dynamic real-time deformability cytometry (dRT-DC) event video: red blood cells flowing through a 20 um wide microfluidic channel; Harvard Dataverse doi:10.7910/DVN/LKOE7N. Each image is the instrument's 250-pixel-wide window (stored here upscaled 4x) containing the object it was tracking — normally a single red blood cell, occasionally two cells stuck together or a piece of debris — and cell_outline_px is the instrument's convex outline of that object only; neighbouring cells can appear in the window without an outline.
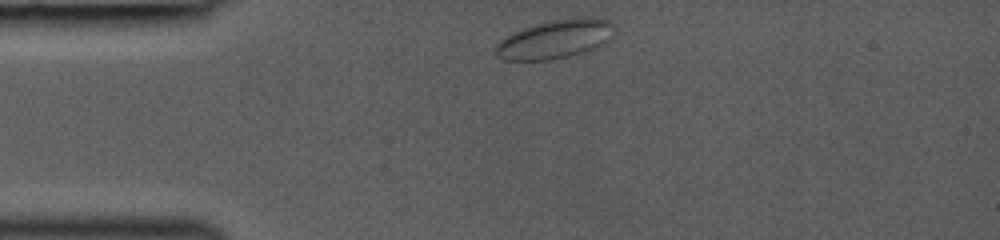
{"species": "common noctule bat (a hibernating species)", "species_latin": "Nyctalus noctula", "temperature_condition": "room temperature", "stored_images_in_passage": 33, "camera_frame_rate_fps": 3000, "um_per_image_px": 0.085, "animal": {"sex": "female", "body_mass_g": 19.0, "forearm_length_mm": 53.3}, "frame": {"image": 1, "passage_image": 1, "time_ms": 0.0, "image_size_px": [1000, 240], "cell_outline_px": [[612, 24], [608, 40], [596, 48], [568, 56], [552, 60], [504, 60], [496, 56], [492, 52], [496, 44], [504, 36], [520, 28], [532, 24], [552, 20], [580, 16], [584, 16], [608, 20]], "centroid_in_image_um": [47.07, 3.33], "position_along_channel_um": 37.9, "area_um2": 26.99}}
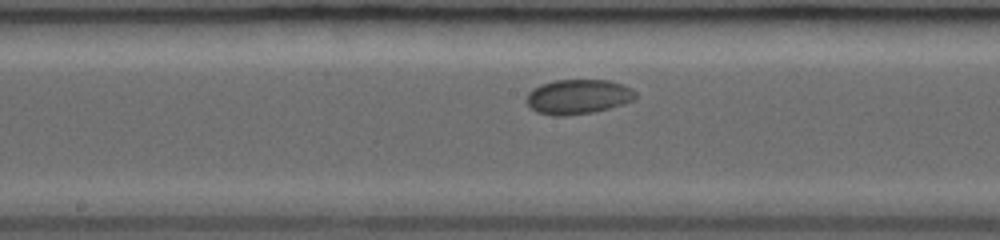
{"frame": {"image": 2, "passage_image": 15, "time_ms": 4.667, "image_size_px": [1000, 240], "cell_outline_px": [[636, 96], [632, 100], [624, 104], [592, 112], [564, 116], [552, 116], [536, 112], [524, 100], [528, 92], [532, 88], [556, 80], [608, 80], [624, 84], [632, 88], [636, 92]], "centroid_in_image_um": [49.12, 8.22], "position_along_channel_um": 199.1, "area_um2": 22.14}}
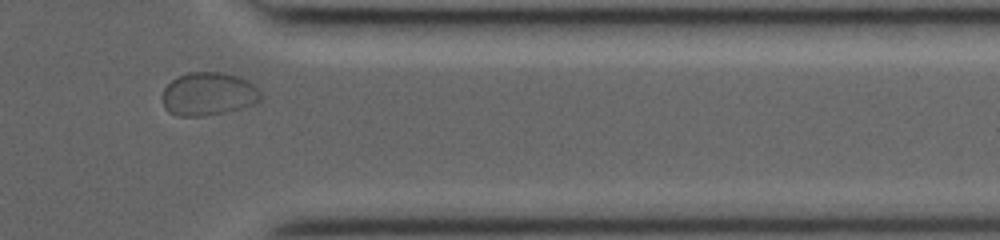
{"frame": {"image": 3, "passage_image": 29, "time_ms": 9.333, "image_size_px": [1000, 240], "cell_outline_px": [[260, 104], [228, 112], [204, 116], [176, 116], [168, 112], [164, 108], [160, 96], [164, 88], [176, 76], [188, 72], [220, 72], [240, 76], [248, 80], [260, 88]], "centroid_in_image_um": [17.73, 8.0], "position_along_channel_um": 393.7, "area_um2": 25.61}}